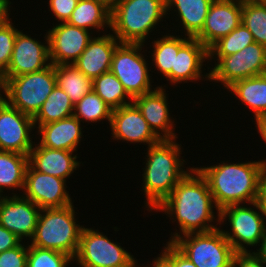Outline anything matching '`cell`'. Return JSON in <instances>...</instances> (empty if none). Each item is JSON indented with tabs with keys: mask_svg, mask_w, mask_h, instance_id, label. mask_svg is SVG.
<instances>
[{
	"mask_svg": "<svg viewBox=\"0 0 266 267\" xmlns=\"http://www.w3.org/2000/svg\"><path fill=\"white\" fill-rule=\"evenodd\" d=\"M213 208L217 210V219ZM155 210L156 212L161 210L166 215H170V220L171 218L174 220L175 217L174 221H177L178 226L180 225V232L172 234V238L170 237L168 241L170 243L180 237V234L208 232L217 229V225H213L212 222L220 220L219 210L214 203L208 183L194 166Z\"/></svg>",
	"mask_w": 266,
	"mask_h": 267,
	"instance_id": "cell-1",
	"label": "cell"
},
{
	"mask_svg": "<svg viewBox=\"0 0 266 267\" xmlns=\"http://www.w3.org/2000/svg\"><path fill=\"white\" fill-rule=\"evenodd\" d=\"M220 163L196 167L206 179L217 209L220 211L229 205L247 204V202L250 205L256 202L260 182L265 173L262 161Z\"/></svg>",
	"mask_w": 266,
	"mask_h": 267,
	"instance_id": "cell-2",
	"label": "cell"
},
{
	"mask_svg": "<svg viewBox=\"0 0 266 267\" xmlns=\"http://www.w3.org/2000/svg\"><path fill=\"white\" fill-rule=\"evenodd\" d=\"M180 145L173 139L160 140L148 146L142 188L146 197L145 206L151 212L172 193L178 182L193 168L183 170L186 161L180 159Z\"/></svg>",
	"mask_w": 266,
	"mask_h": 267,
	"instance_id": "cell-3",
	"label": "cell"
},
{
	"mask_svg": "<svg viewBox=\"0 0 266 267\" xmlns=\"http://www.w3.org/2000/svg\"><path fill=\"white\" fill-rule=\"evenodd\" d=\"M166 15V0H119L111 8L110 30L120 43L143 44Z\"/></svg>",
	"mask_w": 266,
	"mask_h": 267,
	"instance_id": "cell-4",
	"label": "cell"
},
{
	"mask_svg": "<svg viewBox=\"0 0 266 267\" xmlns=\"http://www.w3.org/2000/svg\"><path fill=\"white\" fill-rule=\"evenodd\" d=\"M75 213L73 203L41 209L30 245L62 252L74 259L84 227L76 223Z\"/></svg>",
	"mask_w": 266,
	"mask_h": 267,
	"instance_id": "cell-5",
	"label": "cell"
},
{
	"mask_svg": "<svg viewBox=\"0 0 266 267\" xmlns=\"http://www.w3.org/2000/svg\"><path fill=\"white\" fill-rule=\"evenodd\" d=\"M57 85L54 65L29 74L8 78L1 95L12 107L34 117ZM6 97V98H5Z\"/></svg>",
	"mask_w": 266,
	"mask_h": 267,
	"instance_id": "cell-6",
	"label": "cell"
},
{
	"mask_svg": "<svg viewBox=\"0 0 266 267\" xmlns=\"http://www.w3.org/2000/svg\"><path fill=\"white\" fill-rule=\"evenodd\" d=\"M220 227L181 235L173 244L197 267H231L235 251Z\"/></svg>",
	"mask_w": 266,
	"mask_h": 267,
	"instance_id": "cell-7",
	"label": "cell"
},
{
	"mask_svg": "<svg viewBox=\"0 0 266 267\" xmlns=\"http://www.w3.org/2000/svg\"><path fill=\"white\" fill-rule=\"evenodd\" d=\"M250 205L255 208L238 204L226 206L219 211V225L226 220L230 223V233L225 230L222 232L235 252H248L247 246H257L266 233V220L259 203L256 201Z\"/></svg>",
	"mask_w": 266,
	"mask_h": 267,
	"instance_id": "cell-8",
	"label": "cell"
},
{
	"mask_svg": "<svg viewBox=\"0 0 266 267\" xmlns=\"http://www.w3.org/2000/svg\"><path fill=\"white\" fill-rule=\"evenodd\" d=\"M142 43H120L113 54L110 72L122 83L133 99L152 92L151 76L147 62L141 53Z\"/></svg>",
	"mask_w": 266,
	"mask_h": 267,
	"instance_id": "cell-9",
	"label": "cell"
},
{
	"mask_svg": "<svg viewBox=\"0 0 266 267\" xmlns=\"http://www.w3.org/2000/svg\"><path fill=\"white\" fill-rule=\"evenodd\" d=\"M75 260L80 267H129L135 258L99 230L83 227Z\"/></svg>",
	"mask_w": 266,
	"mask_h": 267,
	"instance_id": "cell-10",
	"label": "cell"
},
{
	"mask_svg": "<svg viewBox=\"0 0 266 267\" xmlns=\"http://www.w3.org/2000/svg\"><path fill=\"white\" fill-rule=\"evenodd\" d=\"M209 73V81H219L225 88L237 81L266 74V47L254 42L236 54L222 57Z\"/></svg>",
	"mask_w": 266,
	"mask_h": 267,
	"instance_id": "cell-11",
	"label": "cell"
},
{
	"mask_svg": "<svg viewBox=\"0 0 266 267\" xmlns=\"http://www.w3.org/2000/svg\"><path fill=\"white\" fill-rule=\"evenodd\" d=\"M35 128L33 117L12 107L0 98V151L28 155L35 142L31 131Z\"/></svg>",
	"mask_w": 266,
	"mask_h": 267,
	"instance_id": "cell-12",
	"label": "cell"
},
{
	"mask_svg": "<svg viewBox=\"0 0 266 267\" xmlns=\"http://www.w3.org/2000/svg\"><path fill=\"white\" fill-rule=\"evenodd\" d=\"M44 38L46 42L43 44L22 31H18L9 66L0 75L1 85L8 78L33 73L51 64L47 33Z\"/></svg>",
	"mask_w": 266,
	"mask_h": 267,
	"instance_id": "cell-13",
	"label": "cell"
},
{
	"mask_svg": "<svg viewBox=\"0 0 266 267\" xmlns=\"http://www.w3.org/2000/svg\"><path fill=\"white\" fill-rule=\"evenodd\" d=\"M66 188V180L38 172L28 164L22 195L40 209L61 208L72 204Z\"/></svg>",
	"mask_w": 266,
	"mask_h": 267,
	"instance_id": "cell-14",
	"label": "cell"
},
{
	"mask_svg": "<svg viewBox=\"0 0 266 267\" xmlns=\"http://www.w3.org/2000/svg\"><path fill=\"white\" fill-rule=\"evenodd\" d=\"M90 33L68 22L53 25L47 32L51 64H74L93 38Z\"/></svg>",
	"mask_w": 266,
	"mask_h": 267,
	"instance_id": "cell-15",
	"label": "cell"
},
{
	"mask_svg": "<svg viewBox=\"0 0 266 267\" xmlns=\"http://www.w3.org/2000/svg\"><path fill=\"white\" fill-rule=\"evenodd\" d=\"M242 0H214L208 10L204 27L195 37L207 49L241 24Z\"/></svg>",
	"mask_w": 266,
	"mask_h": 267,
	"instance_id": "cell-16",
	"label": "cell"
},
{
	"mask_svg": "<svg viewBox=\"0 0 266 267\" xmlns=\"http://www.w3.org/2000/svg\"><path fill=\"white\" fill-rule=\"evenodd\" d=\"M41 209L23 195L0 196V224L21 241L35 232Z\"/></svg>",
	"mask_w": 266,
	"mask_h": 267,
	"instance_id": "cell-17",
	"label": "cell"
},
{
	"mask_svg": "<svg viewBox=\"0 0 266 267\" xmlns=\"http://www.w3.org/2000/svg\"><path fill=\"white\" fill-rule=\"evenodd\" d=\"M110 127L112 139L122 140V142L146 143L147 146H151L161 140L150 129L133 102L112 110Z\"/></svg>",
	"mask_w": 266,
	"mask_h": 267,
	"instance_id": "cell-18",
	"label": "cell"
},
{
	"mask_svg": "<svg viewBox=\"0 0 266 267\" xmlns=\"http://www.w3.org/2000/svg\"><path fill=\"white\" fill-rule=\"evenodd\" d=\"M162 86H157L154 91L137 96L132 102L137 106L147 121L150 129L161 140H173L178 138L173 128L174 121L168 110V97ZM161 131V133H160Z\"/></svg>",
	"mask_w": 266,
	"mask_h": 267,
	"instance_id": "cell-19",
	"label": "cell"
},
{
	"mask_svg": "<svg viewBox=\"0 0 266 267\" xmlns=\"http://www.w3.org/2000/svg\"><path fill=\"white\" fill-rule=\"evenodd\" d=\"M119 44L120 42L110 33L93 37L73 65L94 80L110 71L113 54Z\"/></svg>",
	"mask_w": 266,
	"mask_h": 267,
	"instance_id": "cell-20",
	"label": "cell"
},
{
	"mask_svg": "<svg viewBox=\"0 0 266 267\" xmlns=\"http://www.w3.org/2000/svg\"><path fill=\"white\" fill-rule=\"evenodd\" d=\"M208 49L196 38H189L175 53L174 68H172V83L180 84L187 81L210 80V73L202 74L203 62L208 61Z\"/></svg>",
	"mask_w": 266,
	"mask_h": 267,
	"instance_id": "cell-21",
	"label": "cell"
},
{
	"mask_svg": "<svg viewBox=\"0 0 266 267\" xmlns=\"http://www.w3.org/2000/svg\"><path fill=\"white\" fill-rule=\"evenodd\" d=\"M34 146L29 153V164L38 172L66 180L81 164L73 151L51 149L39 143Z\"/></svg>",
	"mask_w": 266,
	"mask_h": 267,
	"instance_id": "cell-22",
	"label": "cell"
},
{
	"mask_svg": "<svg viewBox=\"0 0 266 267\" xmlns=\"http://www.w3.org/2000/svg\"><path fill=\"white\" fill-rule=\"evenodd\" d=\"M81 121L74 115L59 121L40 125L38 135L41 139L38 142L41 146L51 149L77 151L82 140Z\"/></svg>",
	"mask_w": 266,
	"mask_h": 267,
	"instance_id": "cell-23",
	"label": "cell"
},
{
	"mask_svg": "<svg viewBox=\"0 0 266 267\" xmlns=\"http://www.w3.org/2000/svg\"><path fill=\"white\" fill-rule=\"evenodd\" d=\"M214 0H166V13L175 7L185 36L195 38L204 27L209 7ZM177 9V10H176ZM170 10V11H169Z\"/></svg>",
	"mask_w": 266,
	"mask_h": 267,
	"instance_id": "cell-24",
	"label": "cell"
},
{
	"mask_svg": "<svg viewBox=\"0 0 266 267\" xmlns=\"http://www.w3.org/2000/svg\"><path fill=\"white\" fill-rule=\"evenodd\" d=\"M227 90L253 111L255 121L266 117V74L237 81Z\"/></svg>",
	"mask_w": 266,
	"mask_h": 267,
	"instance_id": "cell-25",
	"label": "cell"
},
{
	"mask_svg": "<svg viewBox=\"0 0 266 267\" xmlns=\"http://www.w3.org/2000/svg\"><path fill=\"white\" fill-rule=\"evenodd\" d=\"M67 22L89 31L111 28V8L101 0H79Z\"/></svg>",
	"mask_w": 266,
	"mask_h": 267,
	"instance_id": "cell-26",
	"label": "cell"
},
{
	"mask_svg": "<svg viewBox=\"0 0 266 267\" xmlns=\"http://www.w3.org/2000/svg\"><path fill=\"white\" fill-rule=\"evenodd\" d=\"M29 156L11 151H0V196L4 189H24Z\"/></svg>",
	"mask_w": 266,
	"mask_h": 267,
	"instance_id": "cell-27",
	"label": "cell"
},
{
	"mask_svg": "<svg viewBox=\"0 0 266 267\" xmlns=\"http://www.w3.org/2000/svg\"><path fill=\"white\" fill-rule=\"evenodd\" d=\"M57 85L65 91L73 104L93 90V80L73 64L54 65Z\"/></svg>",
	"mask_w": 266,
	"mask_h": 267,
	"instance_id": "cell-28",
	"label": "cell"
},
{
	"mask_svg": "<svg viewBox=\"0 0 266 267\" xmlns=\"http://www.w3.org/2000/svg\"><path fill=\"white\" fill-rule=\"evenodd\" d=\"M74 104L70 97L58 85L48 95L40 110L33 117L34 125L38 127L43 124L59 121L72 116Z\"/></svg>",
	"mask_w": 266,
	"mask_h": 267,
	"instance_id": "cell-29",
	"label": "cell"
},
{
	"mask_svg": "<svg viewBox=\"0 0 266 267\" xmlns=\"http://www.w3.org/2000/svg\"><path fill=\"white\" fill-rule=\"evenodd\" d=\"M190 37L164 35L163 37L154 40L153 53H151L152 63L156 66L157 70L162 73L168 81L172 83V68H174L175 53H178L179 48L189 39Z\"/></svg>",
	"mask_w": 266,
	"mask_h": 267,
	"instance_id": "cell-30",
	"label": "cell"
},
{
	"mask_svg": "<svg viewBox=\"0 0 266 267\" xmlns=\"http://www.w3.org/2000/svg\"><path fill=\"white\" fill-rule=\"evenodd\" d=\"M93 90L112 110L132 103V98L124 90L122 83L110 71L93 80Z\"/></svg>",
	"mask_w": 266,
	"mask_h": 267,
	"instance_id": "cell-31",
	"label": "cell"
},
{
	"mask_svg": "<svg viewBox=\"0 0 266 267\" xmlns=\"http://www.w3.org/2000/svg\"><path fill=\"white\" fill-rule=\"evenodd\" d=\"M253 35L250 31L241 23L230 34L220 38L209 49V59H215L217 62L222 58L243 50L248 45L254 43ZM212 58V59H211Z\"/></svg>",
	"mask_w": 266,
	"mask_h": 267,
	"instance_id": "cell-32",
	"label": "cell"
},
{
	"mask_svg": "<svg viewBox=\"0 0 266 267\" xmlns=\"http://www.w3.org/2000/svg\"><path fill=\"white\" fill-rule=\"evenodd\" d=\"M241 23L253 35L255 42L266 47V3L242 0Z\"/></svg>",
	"mask_w": 266,
	"mask_h": 267,
	"instance_id": "cell-33",
	"label": "cell"
},
{
	"mask_svg": "<svg viewBox=\"0 0 266 267\" xmlns=\"http://www.w3.org/2000/svg\"><path fill=\"white\" fill-rule=\"evenodd\" d=\"M112 109L103 101V99L94 91L87 93L80 101L74 104L73 115L80 121L98 122L104 119L108 120L110 125Z\"/></svg>",
	"mask_w": 266,
	"mask_h": 267,
	"instance_id": "cell-34",
	"label": "cell"
},
{
	"mask_svg": "<svg viewBox=\"0 0 266 267\" xmlns=\"http://www.w3.org/2000/svg\"><path fill=\"white\" fill-rule=\"evenodd\" d=\"M28 245L26 267H66L73 259L65 253Z\"/></svg>",
	"mask_w": 266,
	"mask_h": 267,
	"instance_id": "cell-35",
	"label": "cell"
},
{
	"mask_svg": "<svg viewBox=\"0 0 266 267\" xmlns=\"http://www.w3.org/2000/svg\"><path fill=\"white\" fill-rule=\"evenodd\" d=\"M9 16L0 22V75L8 68L18 29Z\"/></svg>",
	"mask_w": 266,
	"mask_h": 267,
	"instance_id": "cell-36",
	"label": "cell"
},
{
	"mask_svg": "<svg viewBox=\"0 0 266 267\" xmlns=\"http://www.w3.org/2000/svg\"><path fill=\"white\" fill-rule=\"evenodd\" d=\"M28 246L22 242L15 248L0 253V267H26Z\"/></svg>",
	"mask_w": 266,
	"mask_h": 267,
	"instance_id": "cell-37",
	"label": "cell"
},
{
	"mask_svg": "<svg viewBox=\"0 0 266 267\" xmlns=\"http://www.w3.org/2000/svg\"><path fill=\"white\" fill-rule=\"evenodd\" d=\"M79 0H49V10L58 22H67Z\"/></svg>",
	"mask_w": 266,
	"mask_h": 267,
	"instance_id": "cell-38",
	"label": "cell"
},
{
	"mask_svg": "<svg viewBox=\"0 0 266 267\" xmlns=\"http://www.w3.org/2000/svg\"><path fill=\"white\" fill-rule=\"evenodd\" d=\"M231 267H265V264L250 250L235 252Z\"/></svg>",
	"mask_w": 266,
	"mask_h": 267,
	"instance_id": "cell-39",
	"label": "cell"
},
{
	"mask_svg": "<svg viewBox=\"0 0 266 267\" xmlns=\"http://www.w3.org/2000/svg\"><path fill=\"white\" fill-rule=\"evenodd\" d=\"M161 254V256H160ZM159 256L154 258L151 267H174V244L167 242ZM150 267V265H148Z\"/></svg>",
	"mask_w": 266,
	"mask_h": 267,
	"instance_id": "cell-40",
	"label": "cell"
},
{
	"mask_svg": "<svg viewBox=\"0 0 266 267\" xmlns=\"http://www.w3.org/2000/svg\"><path fill=\"white\" fill-rule=\"evenodd\" d=\"M22 241L0 224V253L15 248Z\"/></svg>",
	"mask_w": 266,
	"mask_h": 267,
	"instance_id": "cell-41",
	"label": "cell"
},
{
	"mask_svg": "<svg viewBox=\"0 0 266 267\" xmlns=\"http://www.w3.org/2000/svg\"><path fill=\"white\" fill-rule=\"evenodd\" d=\"M174 267H197L174 245Z\"/></svg>",
	"mask_w": 266,
	"mask_h": 267,
	"instance_id": "cell-42",
	"label": "cell"
},
{
	"mask_svg": "<svg viewBox=\"0 0 266 267\" xmlns=\"http://www.w3.org/2000/svg\"><path fill=\"white\" fill-rule=\"evenodd\" d=\"M257 202L260 205L263 216L266 218V171L262 176Z\"/></svg>",
	"mask_w": 266,
	"mask_h": 267,
	"instance_id": "cell-43",
	"label": "cell"
},
{
	"mask_svg": "<svg viewBox=\"0 0 266 267\" xmlns=\"http://www.w3.org/2000/svg\"><path fill=\"white\" fill-rule=\"evenodd\" d=\"M256 127L258 129V133L260 134L261 138L265 141L266 143V117L265 118H261L259 120H256ZM263 165H264V169L266 171V159L265 160H261Z\"/></svg>",
	"mask_w": 266,
	"mask_h": 267,
	"instance_id": "cell-44",
	"label": "cell"
},
{
	"mask_svg": "<svg viewBox=\"0 0 266 267\" xmlns=\"http://www.w3.org/2000/svg\"><path fill=\"white\" fill-rule=\"evenodd\" d=\"M258 245L260 246L259 250L253 252L266 265V233Z\"/></svg>",
	"mask_w": 266,
	"mask_h": 267,
	"instance_id": "cell-45",
	"label": "cell"
},
{
	"mask_svg": "<svg viewBox=\"0 0 266 267\" xmlns=\"http://www.w3.org/2000/svg\"><path fill=\"white\" fill-rule=\"evenodd\" d=\"M10 4L11 2L9 0H0V22L9 16Z\"/></svg>",
	"mask_w": 266,
	"mask_h": 267,
	"instance_id": "cell-46",
	"label": "cell"
},
{
	"mask_svg": "<svg viewBox=\"0 0 266 267\" xmlns=\"http://www.w3.org/2000/svg\"><path fill=\"white\" fill-rule=\"evenodd\" d=\"M105 2L110 8H112L116 3L119 2V0H101Z\"/></svg>",
	"mask_w": 266,
	"mask_h": 267,
	"instance_id": "cell-47",
	"label": "cell"
},
{
	"mask_svg": "<svg viewBox=\"0 0 266 267\" xmlns=\"http://www.w3.org/2000/svg\"><path fill=\"white\" fill-rule=\"evenodd\" d=\"M129 267H139L138 265H137V260H135ZM141 267V266H140ZM146 267H148V266H146Z\"/></svg>",
	"mask_w": 266,
	"mask_h": 267,
	"instance_id": "cell-48",
	"label": "cell"
},
{
	"mask_svg": "<svg viewBox=\"0 0 266 267\" xmlns=\"http://www.w3.org/2000/svg\"><path fill=\"white\" fill-rule=\"evenodd\" d=\"M252 1L259 2V3H266V0H252Z\"/></svg>",
	"mask_w": 266,
	"mask_h": 267,
	"instance_id": "cell-49",
	"label": "cell"
},
{
	"mask_svg": "<svg viewBox=\"0 0 266 267\" xmlns=\"http://www.w3.org/2000/svg\"><path fill=\"white\" fill-rule=\"evenodd\" d=\"M1 91H2V90H1V83H0V98H1V95H2V94H1L2 92H1Z\"/></svg>",
	"mask_w": 266,
	"mask_h": 267,
	"instance_id": "cell-50",
	"label": "cell"
}]
</instances>
